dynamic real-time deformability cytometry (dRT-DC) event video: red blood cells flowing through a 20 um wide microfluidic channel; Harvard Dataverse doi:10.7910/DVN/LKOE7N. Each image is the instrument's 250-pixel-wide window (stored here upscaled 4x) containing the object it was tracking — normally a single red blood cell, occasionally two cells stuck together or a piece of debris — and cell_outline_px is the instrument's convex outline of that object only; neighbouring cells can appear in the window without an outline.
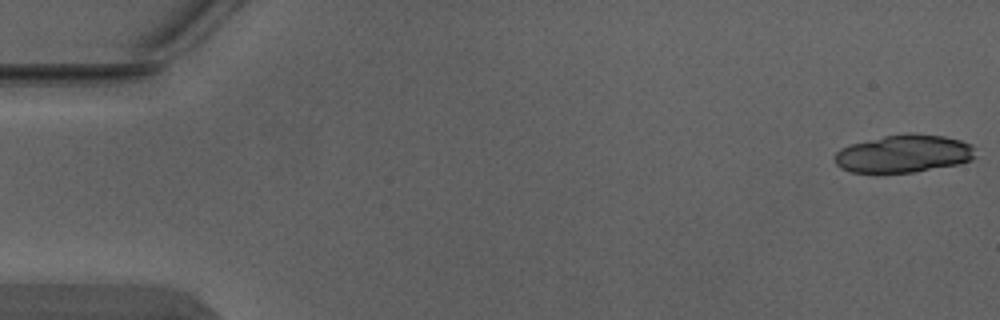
{"species": "Egyptian fruit bat (a non-hibernating species)", "species_latin": "Rousettus aegyptiacus", "temperature_condition": "warm", "stored_images_in_passage": 3, "camera_frame_rate_fps": 3000, "um_per_image_px": 0.085, "animal": {"sex": "male"}, "frame": {"image": 1, "passage_image": 1, "time_ms": 0.0, "image_size_px": [1000, 320], "cell_outline_px": [[976, 156], [972, 160], [960, 164], [912, 172], [852, 172], [840, 168], [836, 164], [836, 152], [840, 148], [852, 144], [884, 136], [912, 132], [916, 132], [944, 136], [960, 140], [972, 144]], "centroid_in_image_um": [76.86, 13.05], "position_along_channel_um": 8.1, "area_um2": 30.98}}
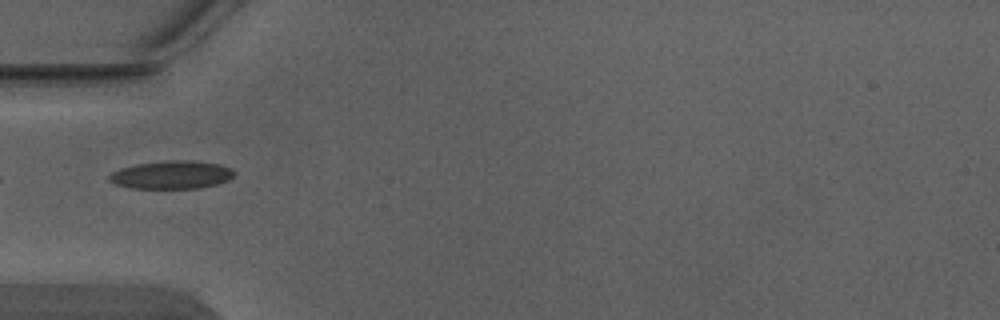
{"frame": {"image": 2, "passage_image": 3, "time_ms": 0.667, "image_size_px": [1000, 320], "cell_outline_px": [[236, 172], [228, 180], [216, 184], [200, 188], [132, 188], [116, 184], [108, 180], [108, 176], [112, 172], [120, 168], [136, 164], [164, 160], [192, 160], [220, 164], [232, 168]], "centroid_in_image_um": [14.59, 14.85], "position_along_channel_um": 70.4, "area_um2": 20.58}}